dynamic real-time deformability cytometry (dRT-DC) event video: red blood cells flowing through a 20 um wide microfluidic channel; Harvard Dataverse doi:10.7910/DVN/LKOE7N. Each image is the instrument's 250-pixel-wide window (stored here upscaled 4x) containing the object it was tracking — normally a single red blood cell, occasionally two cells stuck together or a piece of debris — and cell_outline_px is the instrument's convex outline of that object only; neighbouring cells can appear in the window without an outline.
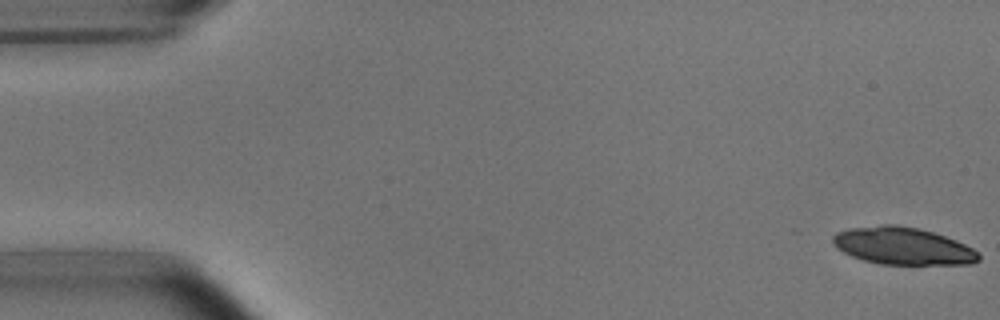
{"species": "common noctule bat (a hibernating species)", "species_latin": "Nyctalus noctula", "temperature_condition": "room temperature", "stored_images_in_passage": 6, "camera_frame_rate_fps": 3000, "um_per_image_px": 0.085, "animal": {"sex": "male", "body_mass_g": 15.6}, "frame": {"image": 1, "passage_image": 1, "time_ms": 0.0, "image_size_px": [1000, 320], "cell_outline_px": [[980, 260], [972, 264], [880, 264], [864, 260], [852, 256], [836, 248], [832, 244], [832, 236], [836, 232], [848, 228], [880, 224], [896, 224], [920, 228], [956, 240], [972, 248], [980, 256]], "centroid_in_image_um": [76.7, 20.89], "position_along_channel_um": 8.3, "area_um2": 31.85}}